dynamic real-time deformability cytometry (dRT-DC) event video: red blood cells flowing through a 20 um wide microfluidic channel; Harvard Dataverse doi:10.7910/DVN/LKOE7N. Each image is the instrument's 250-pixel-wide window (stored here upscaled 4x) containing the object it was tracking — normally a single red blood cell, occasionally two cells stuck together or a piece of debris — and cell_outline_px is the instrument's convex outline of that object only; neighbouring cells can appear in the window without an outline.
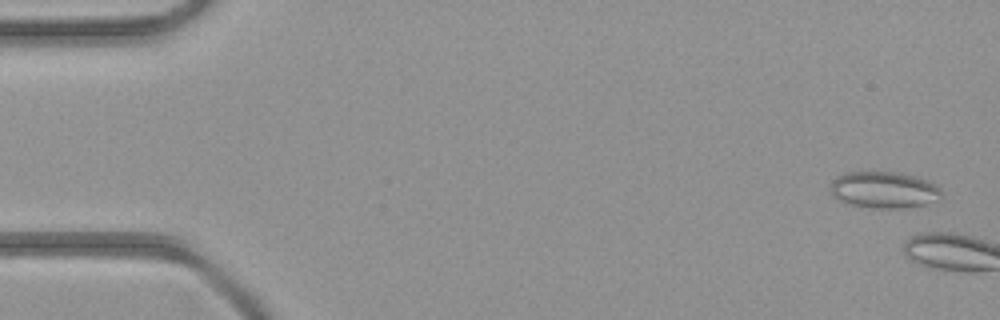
{"species": "common noctule bat (a hibernating species)", "species_latin": "Nyctalus noctula", "temperature_condition": "room temperature", "stored_images_in_passage": 2, "camera_frame_rate_fps": 3000, "um_per_image_px": 0.085, "animal": {"sex": "female", "body_mass_g": 21.9}, "frame": {"image": 1, "passage_image": 2, "time_ms": 2.0, "image_size_px": [1000, 320], "cell_outline_px": [[940, 200], [912, 208], [872, 208], [852, 204], [832, 196], [828, 188], [832, 180], [836, 176], [844, 172], [900, 172], [916, 176], [928, 180], [936, 184], [940, 188]], "centroid_in_image_um": [75.15, 16.13], "position_along_channel_um": 9.9, "area_um2": 24.04}}